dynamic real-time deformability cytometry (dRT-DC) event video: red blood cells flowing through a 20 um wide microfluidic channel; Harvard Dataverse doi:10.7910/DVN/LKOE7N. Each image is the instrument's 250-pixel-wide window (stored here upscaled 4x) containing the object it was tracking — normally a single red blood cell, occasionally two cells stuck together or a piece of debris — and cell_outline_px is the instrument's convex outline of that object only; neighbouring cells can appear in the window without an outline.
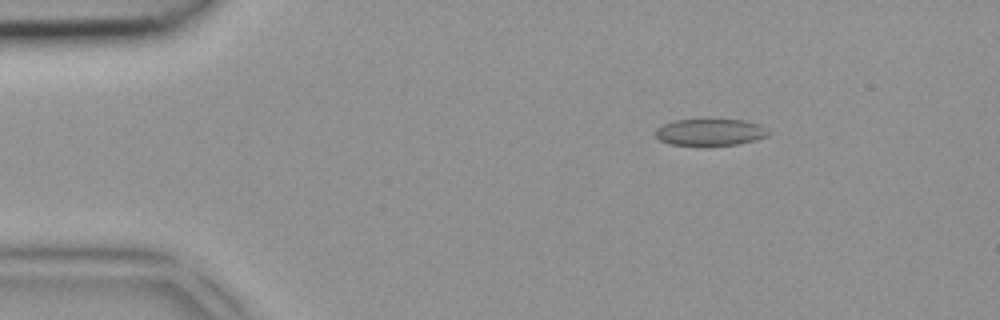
{"species": "common noctule bat (a hibernating species)", "species_latin": "Nyctalus noctula", "temperature_condition": "room temperature", "stored_images_in_passage": 3, "camera_frame_rate_fps": 3000, "um_per_image_px": 0.085, "animal": {"sex": "female", "body_mass_g": 18.4}, "frame": {"image": 1, "passage_image": 1, "time_ms": 0.0, "image_size_px": [1000, 320], "cell_outline_px": [[772, 132], [768, 136], [756, 140], [736, 144], [668, 144], [660, 140], [656, 136], [656, 128], [664, 124], [676, 120], [704, 116], [712, 116], [744, 120], [760, 124], [768, 128]], "centroid_in_image_um": [60.42, 11.15], "position_along_channel_um": 24.6, "area_um2": 18.44}}